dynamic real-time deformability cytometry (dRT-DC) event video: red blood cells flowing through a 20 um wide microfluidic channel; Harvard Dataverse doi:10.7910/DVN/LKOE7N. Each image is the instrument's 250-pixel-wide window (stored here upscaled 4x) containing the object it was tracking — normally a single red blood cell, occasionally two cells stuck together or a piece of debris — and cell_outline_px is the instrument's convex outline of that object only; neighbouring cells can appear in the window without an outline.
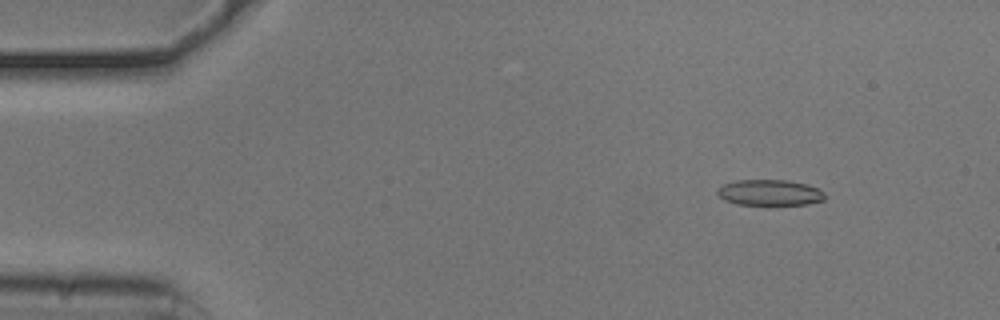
{"species": "common noctule bat (a hibernating species)", "species_latin": "Nyctalus noctula", "temperature_condition": "cold", "stored_images_in_passage": 54, "camera_frame_rate_fps": 3000, "um_per_image_px": 0.085, "animal": {"sex": "male", "body_mass_g": 20.5, "forearm_length_mm": 52.5}, "frame": {"image": 1, "passage_image": 7, "time_ms": 2.0, "image_size_px": [1000, 320], "cell_outline_px": [[824, 200], [808, 204], [772, 208], [736, 204], [724, 200], [716, 192], [716, 188], [724, 184], [736, 180], [788, 180], [808, 184], [824, 192]], "centroid_in_image_um": [65.42, 16.42], "position_along_channel_um": 19.6, "area_um2": 17.17}}
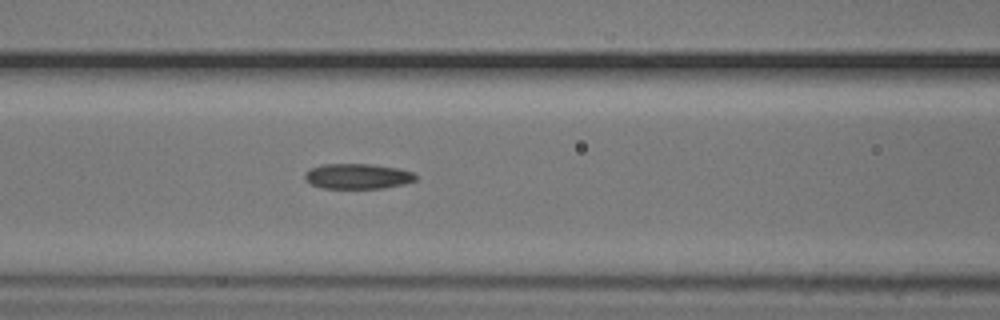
{"frame": {"image": 2, "passage_image": 23, "time_ms": 7.333, "image_size_px": [1000, 320], "cell_outline_px": [[416, 180], [404, 184], [384, 188], [324, 188], [312, 184], [304, 176], [312, 168], [320, 164], [372, 164], [400, 168], [412, 172], [416, 176]], "centroid_in_image_um": [30.45, 14.97], "position_along_channel_um": 136.1, "area_um2": 16.18}}
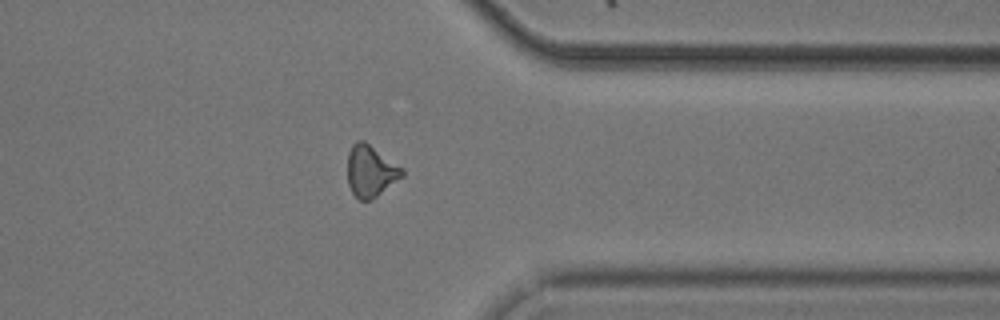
{"frame": {"image": 3, "passage_image": 43, "time_ms": 14.0, "image_size_px": [1000, 320], "cell_outline_px": [[404, 176], [372, 200], [360, 200], [352, 192], [348, 184], [348, 152], [352, 144], [356, 140], [364, 140], [404, 168]], "centroid_in_image_um": [31.52, 14.53], "position_along_channel_um": 379.9, "area_um2": 16.59}, "authors_computed_cell_mechanics": {"area_um2": 16.3285, "velocity_mm_per_s": 3.7712, "shape_relaxation_time_tau1_ms": 5.9813, "shape_relaxation_time_tau2_ms": 7.8319, "deformation_change_tau1": 0.1286, "deformation_change_tau2": 0.189}}